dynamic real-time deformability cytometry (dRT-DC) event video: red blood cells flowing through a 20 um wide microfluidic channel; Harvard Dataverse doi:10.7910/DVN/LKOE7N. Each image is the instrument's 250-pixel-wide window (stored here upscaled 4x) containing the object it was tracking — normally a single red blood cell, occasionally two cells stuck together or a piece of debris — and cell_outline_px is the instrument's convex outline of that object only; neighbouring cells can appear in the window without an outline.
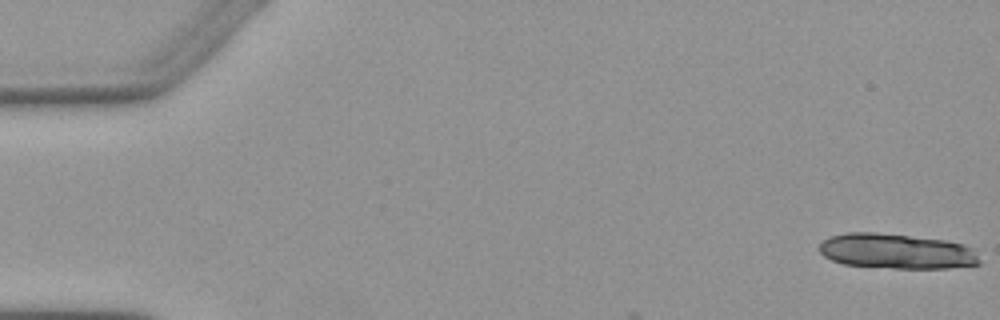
{"species": "Egyptian fruit bat (a non-hibernating species)", "species_latin": "Rousettus aegyptiacus", "temperature_condition": "warm", "stored_images_in_passage": 3, "camera_frame_rate_fps": 3000, "um_per_image_px": 0.085, "animal": {"sex": "female"}, "frame": {"image": 1, "passage_image": 1, "time_ms": 0.0, "image_size_px": [1000, 320], "cell_outline_px": [[980, 264], [948, 268], [892, 268], [844, 264], [832, 260], [824, 256], [820, 252], [820, 244], [824, 240], [832, 236], [848, 232], [876, 232], [944, 240], [964, 244], [972, 248], [980, 260]], "centroid_in_image_um": [76.21, 21.35], "position_along_channel_um": 8.8, "area_um2": 32.6}}